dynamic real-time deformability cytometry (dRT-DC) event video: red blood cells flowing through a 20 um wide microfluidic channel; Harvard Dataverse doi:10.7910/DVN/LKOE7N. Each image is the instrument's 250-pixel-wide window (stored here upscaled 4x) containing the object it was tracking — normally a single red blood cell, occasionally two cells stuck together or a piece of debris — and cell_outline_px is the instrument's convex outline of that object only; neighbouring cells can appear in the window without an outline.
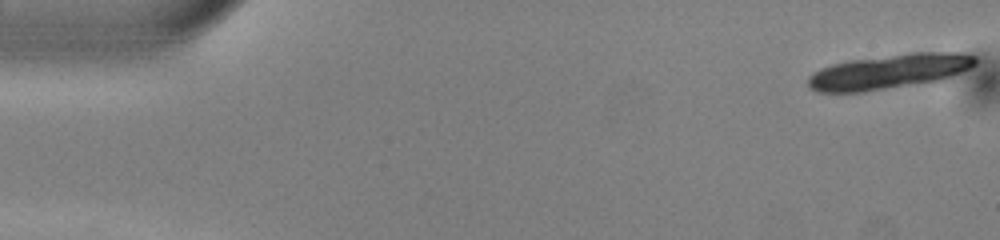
{"species": "common noctule bat (a hibernating species)", "species_latin": "Nyctalus noctula", "temperature_condition": "warm", "stored_images_in_passage": 17, "camera_frame_rate_fps": 3000, "um_per_image_px": 0.085, "animal": {"sex": "male", "body_mass_g": 13.0, "forearm_length_mm": 53.1}, "frame": {"image": 1, "passage_image": 1, "time_ms": 0.0, "image_size_px": [1000, 240], "cell_outline_px": [[976, 64], [960, 72], [940, 80], [864, 92], [816, 92], [808, 88], [808, 76], [812, 72], [820, 68], [832, 64], [848, 60], [912, 52], [960, 52], [976, 56]], "centroid_in_image_um": [75.53, 6.08], "position_along_channel_um": 9.5, "area_um2": 33.93}}